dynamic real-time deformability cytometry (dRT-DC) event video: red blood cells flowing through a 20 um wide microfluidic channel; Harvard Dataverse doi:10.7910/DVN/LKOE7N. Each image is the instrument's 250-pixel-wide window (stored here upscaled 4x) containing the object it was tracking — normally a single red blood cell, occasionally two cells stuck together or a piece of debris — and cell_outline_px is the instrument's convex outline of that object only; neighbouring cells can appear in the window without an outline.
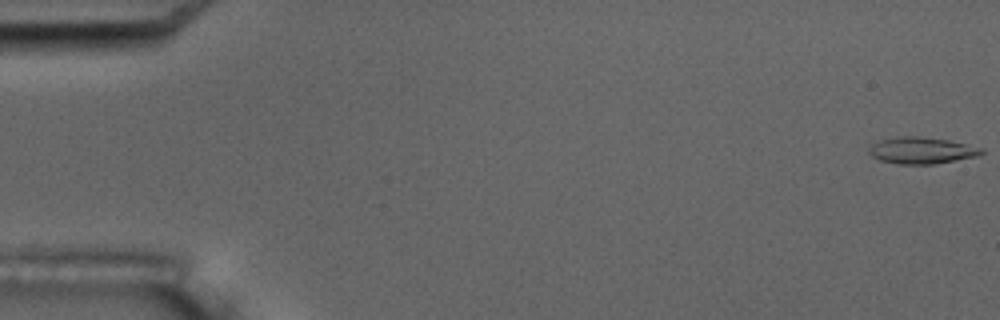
{"species": "common noctule bat (a hibernating species)", "species_latin": "Nyctalus noctula", "temperature_condition": "room temperature", "stored_images_in_passage": 5, "camera_frame_rate_fps": 3000, "um_per_image_px": 0.085, "animal": {"sex": "male", "body_mass_g": 17.5, "forearm_length_mm": 52.3}, "frame": {"image": 1, "passage_image": 1, "time_ms": 0.0, "image_size_px": [1000, 320], "cell_outline_px": [[984, 152], [976, 156], [936, 164], [896, 164], [880, 160], [872, 156], [868, 152], [868, 148], [872, 144], [880, 140], [900, 136], [920, 136], [948, 140], [968, 144], [980, 148]], "centroid_in_image_um": [78.3, 12.79], "position_along_channel_um": 6.7, "area_um2": 17.4}}
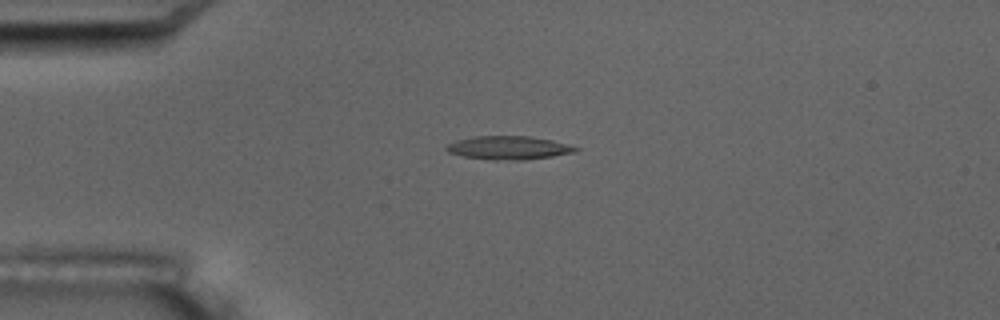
{"frame": {"image": 2, "passage_image": 5, "time_ms": 4.667, "image_size_px": [1000, 320], "cell_outline_px": [[580, 148], [576, 152], [552, 156], [524, 160], [492, 160], [464, 156], [448, 152], [444, 148], [448, 144], [456, 140], [476, 136], [528, 136], [552, 140], [568, 144]], "centroid_in_image_um": [43.24, 12.56], "position_along_channel_um": 41.8, "area_um2": 17.63}}